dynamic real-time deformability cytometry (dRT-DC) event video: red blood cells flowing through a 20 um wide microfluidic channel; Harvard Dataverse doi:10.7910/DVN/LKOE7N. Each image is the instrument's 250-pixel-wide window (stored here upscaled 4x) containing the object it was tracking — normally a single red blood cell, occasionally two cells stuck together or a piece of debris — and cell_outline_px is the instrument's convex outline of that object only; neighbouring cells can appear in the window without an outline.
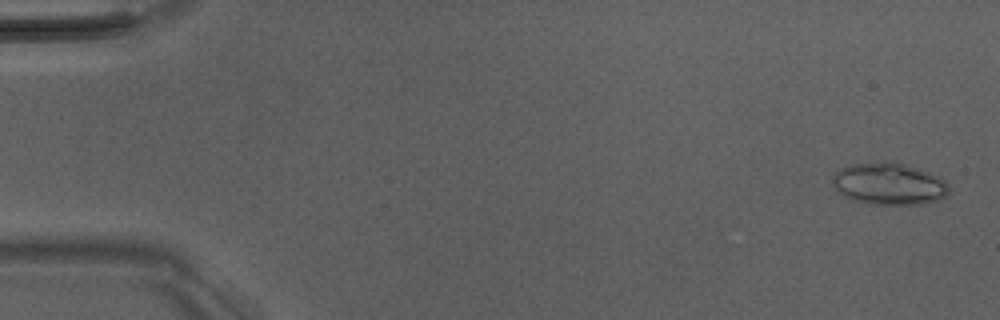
{"species": "Egyptian fruit bat (a non-hibernating species)", "species_latin": "Rousettus aegyptiacus", "temperature_condition": "room temperature", "stored_images_in_passage": 50, "camera_frame_rate_fps": 3000, "um_per_image_px": 0.085, "animal": {"sex": "male"}, "frame": {"image": 1, "passage_image": 1, "time_ms": 0.0, "image_size_px": [1000, 320], "cell_outline_px": [[948, 196], [940, 200], [920, 204], [868, 204], [852, 200], [844, 196], [832, 184], [832, 176], [840, 168], [852, 164], [904, 164], [928, 172], [944, 180], [948, 184]], "centroid_in_image_um": [75.57, 15.67], "position_along_channel_um": 9.4, "area_um2": 27.86}}
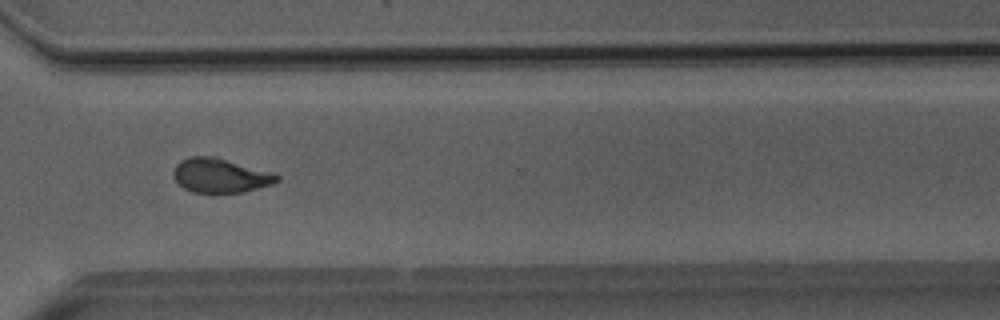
{"frame": {"image": 2, "passage_image": 37, "time_ms": 12.0, "image_size_px": [1000, 320], "cell_outline_px": [[280, 180], [272, 184], [244, 192], [192, 192], [184, 188], [172, 176], [172, 172], [176, 164], [180, 160], [188, 156], [216, 156], [272, 172], [280, 176]], "centroid_in_image_um": [18.72, 14.9], "position_along_channel_um": 351.9, "area_um2": 20.81}}
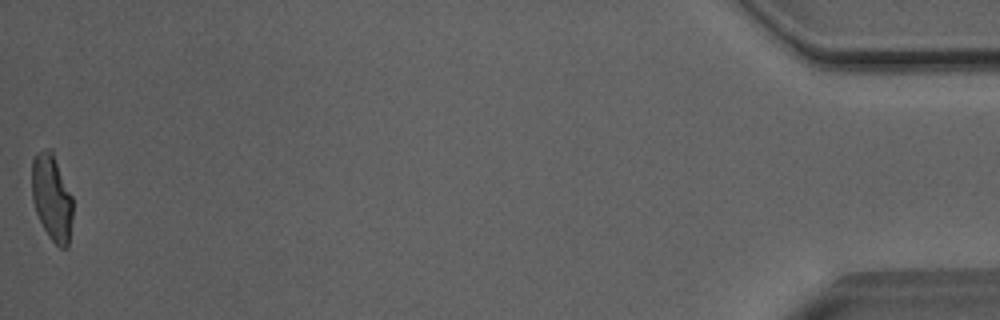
{"frame": {"image": 3, "passage_image": 50, "time_ms": 16.333, "image_size_px": [1000, 320], "cell_outline_px": [[72, 216], [68, 248], [60, 248], [48, 236], [36, 212], [32, 200], [32, 160], [36, 152], [48, 148], [52, 148], [72, 196]], "centroid_in_image_um": [4.4, 16.76], "position_along_channel_um": 430.8, "area_um2": 20.75}, "authors_computed_cell_mechanics": {"area_um2": 21.3282, "velocity_mm_per_s": 4.0774, "shape_relaxation_time_tau1_ms": 9.0565, "shape_relaxation_time_tau2_ms": 1.9387, "deformation_change_tau1": 0.2084, "deformation_change_tau2": 0.0838}}